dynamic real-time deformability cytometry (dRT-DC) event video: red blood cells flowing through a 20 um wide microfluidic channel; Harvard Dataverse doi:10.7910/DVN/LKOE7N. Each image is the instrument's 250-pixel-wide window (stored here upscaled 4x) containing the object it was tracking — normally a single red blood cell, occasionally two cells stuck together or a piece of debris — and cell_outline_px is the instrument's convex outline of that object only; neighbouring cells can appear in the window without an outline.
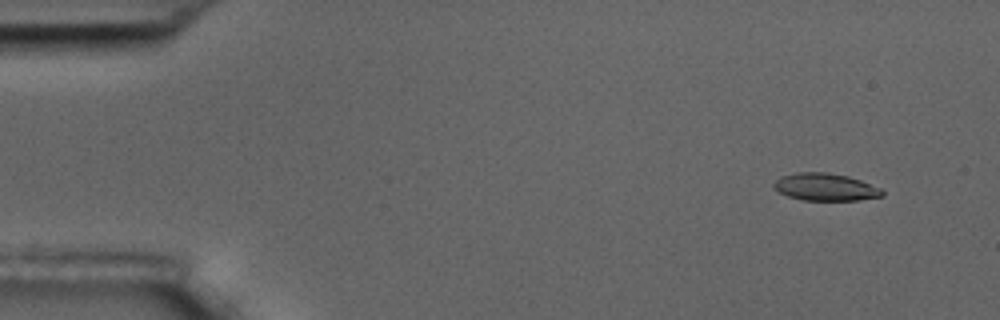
{"species": "common noctule bat (a hibernating species)", "species_latin": "Nyctalus noctula", "temperature_condition": "room temperature", "stored_images_in_passage": 56, "camera_frame_rate_fps": 3000, "um_per_image_px": 0.085, "animal": {"sex": "male", "body_mass_g": 17.5, "forearm_length_mm": 52.3}, "frame": {"image": 1, "passage_image": 5, "time_ms": 1.333, "image_size_px": [1000, 320], "cell_outline_px": [[884, 196], [860, 200], [804, 200], [788, 196], [772, 188], [772, 184], [780, 176], [796, 172], [828, 172], [848, 176], [860, 180], [880, 188], [884, 192]], "centroid_in_image_um": [70.14, 15.89], "position_along_channel_um": 14.9, "area_um2": 17.4}}
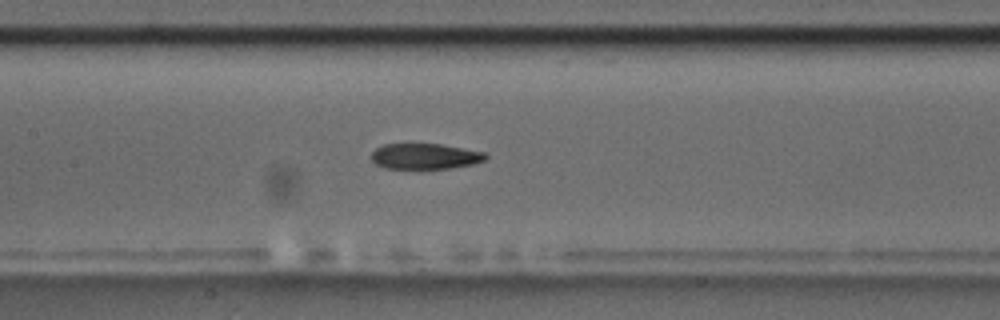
{"frame": {"image": 2, "passage_image": 27, "time_ms": 8.667, "image_size_px": [1000, 320], "cell_outline_px": [[488, 156], [484, 160], [472, 164], [448, 168], [420, 172], [416, 172], [384, 168], [376, 164], [372, 160], [372, 152], [376, 148], [384, 144], [440, 144], [484, 152]], "centroid_in_image_um": [36.07, 13.34], "position_along_channel_um": 171.3, "area_um2": 17.8}}
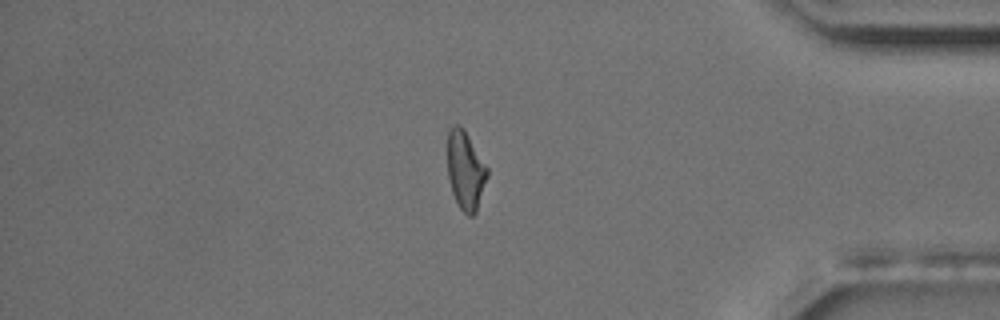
{"frame": {"image": 3, "passage_image": 48, "time_ms": 15.667, "image_size_px": [1000, 320], "cell_outline_px": [[488, 176], [476, 212], [472, 216], [468, 216], [460, 208], [452, 192], [448, 176], [448, 132], [456, 124], [460, 124], [464, 128], [488, 168]], "centroid_in_image_um": [39.58, 14.48], "position_along_channel_um": 395.6, "area_um2": 18.09}, "authors_computed_cell_mechanics": {"area_um2": 18.207, "velocity_mm_per_s": 3.6228, "shape_relaxation_time_tau1_ms": 5.883, "shape_relaxation_time_tau2_ms": 4.2385, "deformation_change_tau1": 0.178, "deformation_change_tau2": 0.1283}}